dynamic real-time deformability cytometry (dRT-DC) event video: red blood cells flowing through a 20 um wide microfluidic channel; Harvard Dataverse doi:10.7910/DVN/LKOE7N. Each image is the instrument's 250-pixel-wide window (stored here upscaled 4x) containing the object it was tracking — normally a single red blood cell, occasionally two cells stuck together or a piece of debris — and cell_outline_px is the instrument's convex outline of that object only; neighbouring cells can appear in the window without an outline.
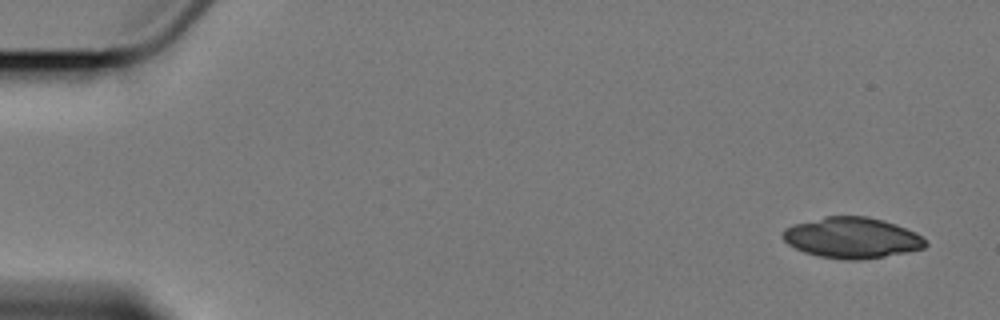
{"species": "Egyptian fruit bat (a non-hibernating species)", "species_latin": "Rousettus aegyptiacus", "temperature_condition": "cold", "stored_images_in_passage": 6, "segment_of_instrument_passage": [1, 2], "camera_frame_rate_fps": 3000, "um_per_image_px": 0.085, "animal": {"sex": "female"}, "frame": {"image": 1, "passage_image": 1, "time_ms": 0.0, "image_size_px": [1000, 320], "cell_outline_px": [[928, 244], [924, 248], [908, 252], [884, 256], [856, 260], [848, 260], [820, 256], [804, 252], [788, 244], [784, 240], [784, 228], [792, 224], [824, 216], [868, 216], [896, 224], [920, 236]], "centroid_in_image_um": [72.39, 20.2], "position_along_channel_um": 12.6, "area_um2": 33.64}}